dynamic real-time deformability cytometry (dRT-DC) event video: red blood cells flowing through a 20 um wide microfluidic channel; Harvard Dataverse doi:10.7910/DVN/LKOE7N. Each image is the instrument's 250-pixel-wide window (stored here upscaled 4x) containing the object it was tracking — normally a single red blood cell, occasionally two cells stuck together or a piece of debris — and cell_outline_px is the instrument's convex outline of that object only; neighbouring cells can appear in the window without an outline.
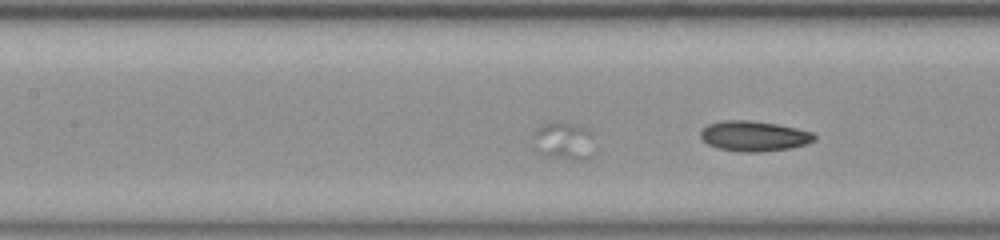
{"species": "common noctule bat (a hibernating species)", "species_latin": "Nyctalus noctula", "temperature_condition": "room temperature", "stored_images_in_passage": 10, "segment_of_instrument_passage": [2, 2], "camera_frame_rate_fps": 3000, "um_per_image_px": 0.085, "animal": {"sex": "female", "body_mass_g": 23.0, "forearm_length_mm": 53.4}, "frame": {"image": 1, "passage_image": 10, "time_ms": 3.0, "image_size_px": [1000, 240], "cell_outline_px": [[816, 140], [792, 148], [760, 152], [740, 152], [720, 148], [708, 144], [700, 136], [700, 132], [708, 124], [724, 120], [748, 120], [776, 124], [796, 128], [812, 132], [816, 136]], "centroid_in_image_um": [64.1, 11.57], "position_along_channel_um": 143.3, "area_um2": 19.94}}